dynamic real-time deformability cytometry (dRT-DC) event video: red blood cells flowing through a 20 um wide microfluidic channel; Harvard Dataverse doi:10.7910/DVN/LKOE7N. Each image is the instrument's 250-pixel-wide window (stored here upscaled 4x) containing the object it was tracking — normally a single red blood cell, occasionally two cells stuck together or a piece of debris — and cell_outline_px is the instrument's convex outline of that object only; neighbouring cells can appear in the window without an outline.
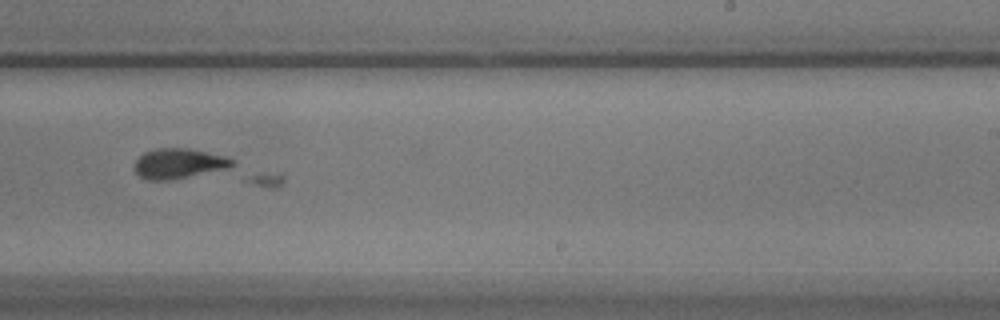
{"species": "common noctule bat (a hibernating species)", "species_latin": "Nyctalus noctula", "temperature_condition": "warm", "stored_images_in_passage": 51, "camera_frame_rate_fps": 3000, "um_per_image_px": 0.085, "animal": {"sex": "male", "body_mass_g": 17.9}, "frame": {"image": 1, "passage_image": 27, "time_ms": 8.667, "image_size_px": [1000, 320], "cell_outline_px": [[284, 180], [276, 188], [272, 188], [148, 180], [140, 176], [132, 168], [136, 160], [144, 152], [156, 148], [184, 148], [224, 156], [284, 172]], "centroid_in_image_um": [17.31, 14.36], "position_along_channel_um": 271.7, "area_um2": 29.42}}